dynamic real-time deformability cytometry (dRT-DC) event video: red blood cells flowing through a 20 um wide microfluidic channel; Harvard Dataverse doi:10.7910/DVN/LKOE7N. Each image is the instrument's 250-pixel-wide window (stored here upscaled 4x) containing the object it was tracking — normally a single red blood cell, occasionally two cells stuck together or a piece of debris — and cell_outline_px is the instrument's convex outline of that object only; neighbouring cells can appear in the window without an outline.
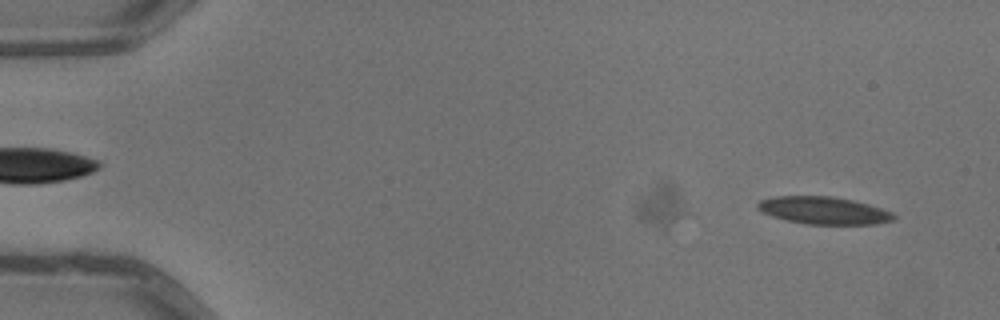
{"species": "common noctule bat (a hibernating species)", "species_latin": "Nyctalus noctula", "temperature_condition": "warm", "stored_images_in_passage": 4, "camera_frame_rate_fps": 3000, "um_per_image_px": 0.085, "animal": {"sex": "male", "body_mass_g": 13.3}, "frame": {"image": 1, "passage_image": 1, "time_ms": 0.0, "image_size_px": [1000, 320], "cell_outline_px": [[896, 220], [876, 224], [804, 224], [772, 216], [756, 208], [756, 204], [760, 200], [776, 196], [832, 196], [852, 200], [868, 204], [892, 212], [896, 216]], "centroid_in_image_um": [70.03, 17.89], "position_along_channel_um": 15.0, "area_um2": 21.73}}